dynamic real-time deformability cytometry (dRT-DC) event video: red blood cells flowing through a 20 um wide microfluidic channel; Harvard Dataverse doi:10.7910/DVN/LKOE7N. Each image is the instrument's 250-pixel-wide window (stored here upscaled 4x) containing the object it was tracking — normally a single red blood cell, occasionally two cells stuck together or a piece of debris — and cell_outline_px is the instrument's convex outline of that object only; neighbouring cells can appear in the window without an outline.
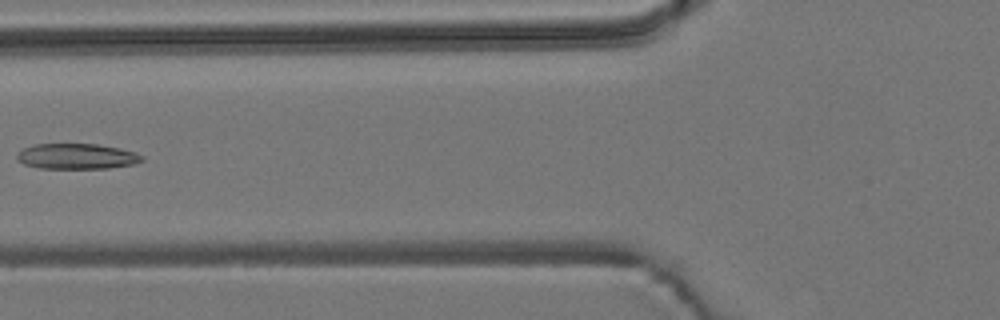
{"species": "common noctule bat (a hibernating species)", "species_latin": "Nyctalus noctula", "temperature_condition": "room temperature", "stored_images_in_passage": 7, "camera_frame_rate_fps": 3000, "um_per_image_px": 0.085, "animal": {"sex": "male", "body_mass_g": 19.2, "forearm_length_mm": 51.8}, "frame": {"image": 1, "passage_image": 6, "time_ms": 1.667, "image_size_px": [1000, 320], "cell_outline_px": [[144, 160], [136, 164], [108, 168], [40, 168], [24, 164], [16, 160], [16, 152], [24, 148], [36, 144], [96, 144], [120, 148], [136, 152], [144, 156]], "centroid_in_image_um": [6.54, 13.29], "position_along_channel_um": 119.3, "area_um2": 18.73}}
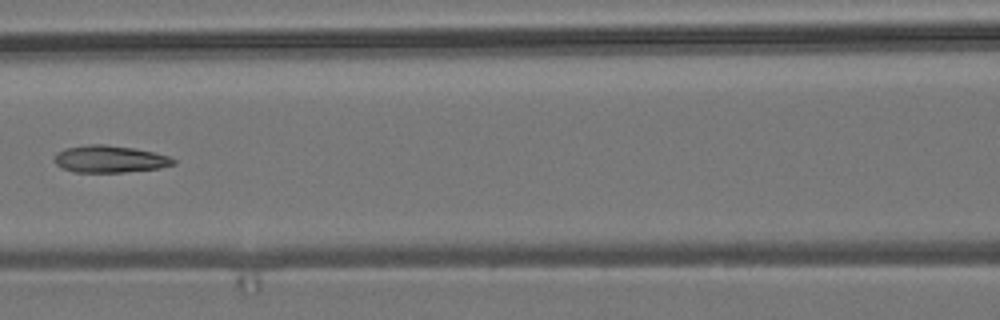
{"frame": {"image": 2, "passage_image": 7, "time_ms": 2.0, "image_size_px": [1000, 320], "cell_outline_px": [[176, 164], [160, 168], [124, 172], [72, 172], [60, 168], [52, 160], [56, 152], [64, 148], [88, 144], [104, 144], [132, 148], [152, 152], [168, 156], [176, 160]], "centroid_in_image_um": [9.26, 13.52], "position_along_channel_um": 157.3, "area_um2": 18.96}}